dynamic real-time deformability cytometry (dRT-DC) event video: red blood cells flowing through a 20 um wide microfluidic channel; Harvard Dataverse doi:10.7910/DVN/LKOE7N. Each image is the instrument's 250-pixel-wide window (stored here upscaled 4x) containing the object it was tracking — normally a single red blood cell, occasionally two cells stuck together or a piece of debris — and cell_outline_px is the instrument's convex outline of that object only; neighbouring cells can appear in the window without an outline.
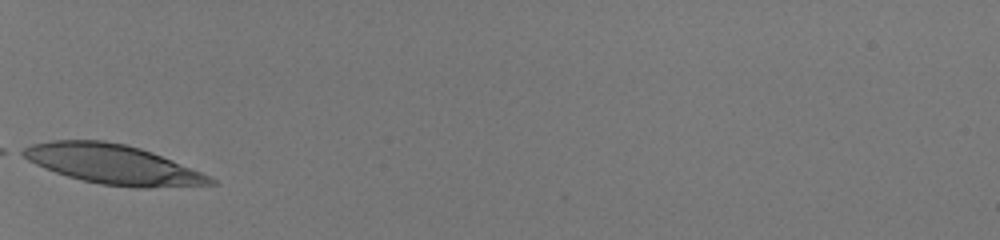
{"species": "human", "species_latin": "Homo sapiens", "temperature_condition": "room temperature", "stored_images_in_passage": 8, "camera_frame_rate_fps": 3000, "um_per_image_px": 0.085, "donor": {"sex": "male"}, "frame": {"image": 1, "passage_image": 1, "time_ms": 0.0, "image_size_px": [1000, 240], "cell_outline_px": [[216, 184], [152, 188], [136, 188], [100, 184], [68, 176], [44, 168], [28, 160], [16, 152], [32, 144], [56, 140], [100, 140], [124, 144], [140, 148], [152, 152], [200, 172], [216, 180]], "centroid_in_image_um": [9.57, 13.97], "position_along_channel_um": 75.4, "area_um2": 42.77}}
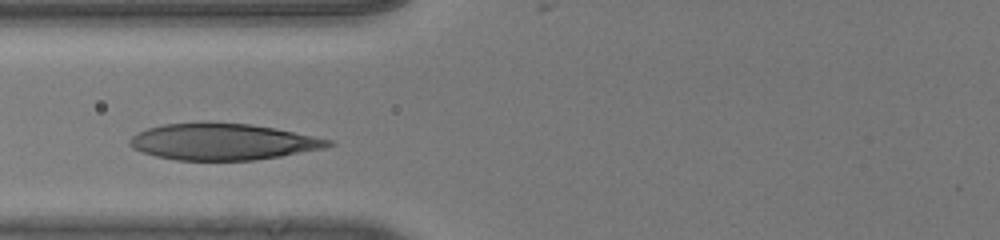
{"frame": {"image": 2, "passage_image": 4, "time_ms": 1.0, "image_size_px": [1000, 240], "cell_outline_px": [[336, 144], [324, 148], [280, 156], [256, 160], [176, 160], [156, 156], [144, 152], [128, 144], [128, 140], [132, 136], [148, 128], [164, 124], [248, 124], [272, 128], [332, 140]], "centroid_in_image_um": [18.95, 12.07], "position_along_channel_um": 106.8, "area_um2": 41.04}}